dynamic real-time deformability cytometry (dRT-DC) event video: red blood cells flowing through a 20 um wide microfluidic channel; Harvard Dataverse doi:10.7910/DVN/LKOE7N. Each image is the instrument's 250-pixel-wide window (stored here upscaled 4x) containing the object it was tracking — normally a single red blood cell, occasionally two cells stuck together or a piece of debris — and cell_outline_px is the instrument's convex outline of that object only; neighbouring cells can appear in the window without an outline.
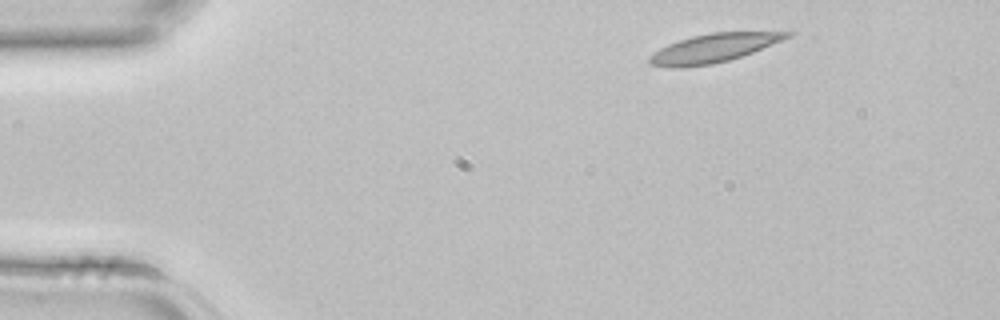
{"species": "common noctule bat (a hibernating species)", "species_latin": "Nyctalus noctula", "temperature_condition": "room temperature", "stored_images_in_passage": 3, "camera_frame_rate_fps": 3000, "um_per_image_px": 0.085, "animal": {"sex": "female", "body_mass_g": 22.7, "forearm_length_mm": 54.2}, "frame": {"image": 1, "passage_image": 1, "time_ms": 0.0, "image_size_px": [1000, 320], "cell_outline_px": [[796, 32], [792, 36], [752, 52], [728, 60], [712, 64], [680, 68], [676, 68], [652, 64], [648, 60], [648, 56], [660, 48], [668, 44], [692, 36], [712, 32]], "centroid_in_image_um": [60.64, 4.08], "position_along_channel_um": 24.4, "area_um2": 22.6}}